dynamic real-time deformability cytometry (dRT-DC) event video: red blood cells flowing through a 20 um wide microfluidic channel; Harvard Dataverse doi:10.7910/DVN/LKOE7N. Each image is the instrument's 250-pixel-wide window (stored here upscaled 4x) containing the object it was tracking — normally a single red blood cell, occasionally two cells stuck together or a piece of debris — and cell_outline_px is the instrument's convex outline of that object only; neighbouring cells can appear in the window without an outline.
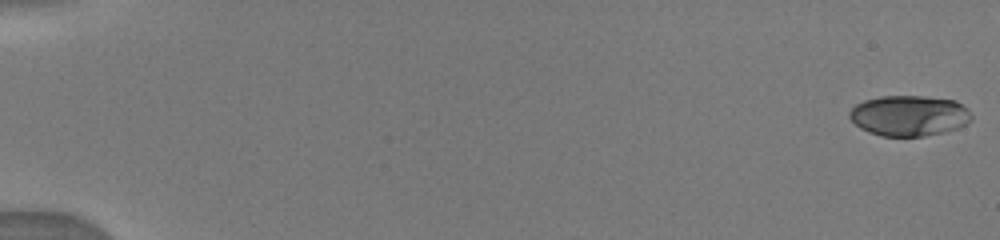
{"species": "human", "species_latin": "Homo sapiens", "temperature_condition": "warm", "stored_images_in_passage": 33, "camera_frame_rate_fps": 3000, "um_per_image_px": 0.085, "donor": {"sex": "male"}, "frame": {"image": 1, "passage_image": 1, "time_ms": 0.0, "image_size_px": [1000, 240], "cell_outline_px": [[972, 120], [956, 128], [944, 132], [924, 136], [880, 136], [868, 132], [860, 128], [848, 116], [848, 112], [856, 104], [864, 100], [880, 96], [924, 96], [956, 100], [968, 108], [972, 116]], "centroid_in_image_um": [77.27, 9.82], "position_along_channel_um": 7.7, "area_um2": 29.02}}
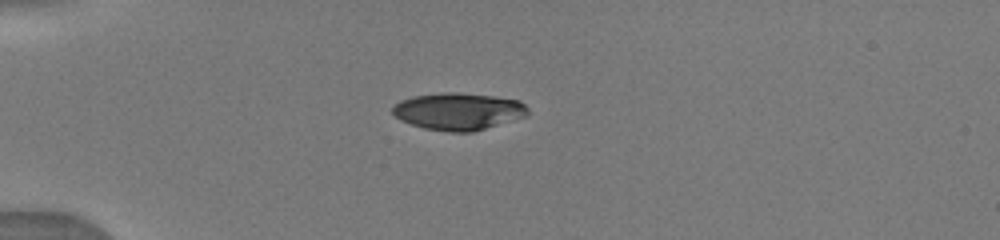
{"frame": {"image": 2, "passage_image": 28, "time_ms": 4.667, "image_size_px": [1000, 240], "cell_outline_px": [[528, 116], [472, 132], [448, 132], [424, 128], [412, 124], [396, 116], [392, 112], [392, 108], [400, 100], [412, 96], [452, 92], [492, 96], [520, 100], [528, 108]], "centroid_in_image_um": [39.0, 9.47], "position_along_channel_um": 46.0, "area_um2": 29.02}}